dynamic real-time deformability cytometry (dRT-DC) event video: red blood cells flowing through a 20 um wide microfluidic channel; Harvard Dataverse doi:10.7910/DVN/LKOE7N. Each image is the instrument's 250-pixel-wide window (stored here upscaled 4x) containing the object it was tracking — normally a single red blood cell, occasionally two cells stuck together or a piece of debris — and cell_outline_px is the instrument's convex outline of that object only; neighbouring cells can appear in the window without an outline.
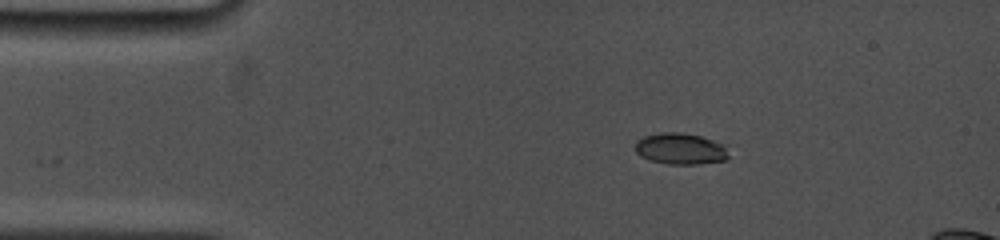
{"species": "common noctule bat (a hibernating species)", "species_latin": "Nyctalus noctula", "temperature_condition": "cold", "stored_images_in_passage": 23, "camera_frame_rate_fps": 5000, "um_per_image_px": 0.085, "animal": {"sex": "female", "body_mass_g": 19.0, "forearm_length_mm": 53.3}, "frame": {"image": 1, "passage_image": 1, "time_ms": 0.0, "image_size_px": [1000, 240], "cell_outline_px": [[728, 160], [696, 164], [668, 164], [652, 160], [640, 156], [636, 152], [636, 140], [644, 136], [660, 132], [680, 132], [700, 136], [724, 144], [728, 156]], "centroid_in_image_um": [57.83, 12.64], "position_along_channel_um": 27.2, "area_um2": 16.99}}
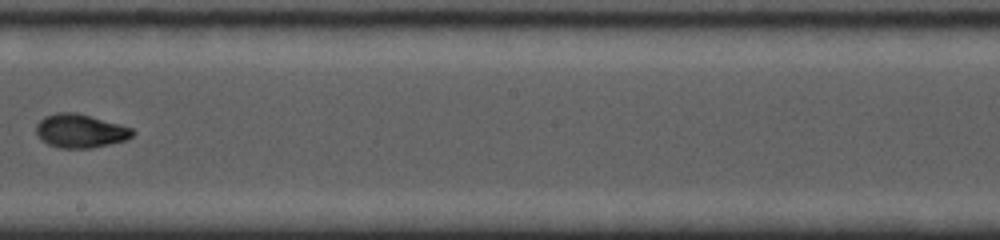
{"frame": {"image": 2, "passage_image": 12, "time_ms": 7.0, "image_size_px": [1000, 240], "cell_outline_px": [[136, 132], [132, 136], [124, 140], [92, 148], [60, 148], [48, 144], [40, 140], [36, 132], [36, 124], [44, 116], [56, 112], [76, 112], [120, 124], [132, 128]], "centroid_in_image_um": [6.8, 11.12], "position_along_channel_um": 241.4, "area_um2": 18.96}}
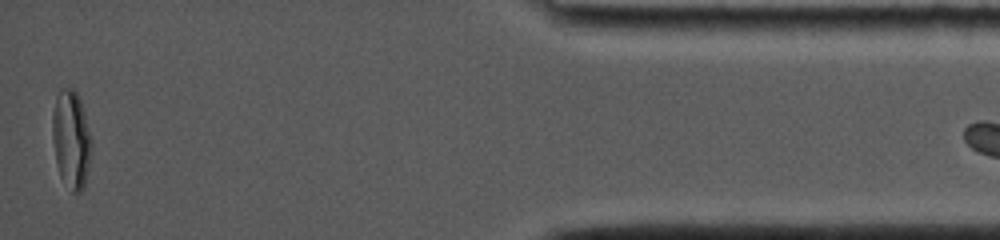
{"frame": {"image": 3, "passage_image": 22, "time_ms": 13.4, "image_size_px": [1000, 240], "cell_outline_px": [[92, 144], [88, 168], [84, 188], [80, 192], [72, 192], [60, 176], [56, 164], [52, 136], [52, 112], [56, 96], [60, 88], [72, 88], [76, 92], [80, 100], [84, 112], [92, 140]], "centroid_in_image_um": [6.04, 11.83], "position_along_channel_um": 429.2, "area_um2": 22.43}}